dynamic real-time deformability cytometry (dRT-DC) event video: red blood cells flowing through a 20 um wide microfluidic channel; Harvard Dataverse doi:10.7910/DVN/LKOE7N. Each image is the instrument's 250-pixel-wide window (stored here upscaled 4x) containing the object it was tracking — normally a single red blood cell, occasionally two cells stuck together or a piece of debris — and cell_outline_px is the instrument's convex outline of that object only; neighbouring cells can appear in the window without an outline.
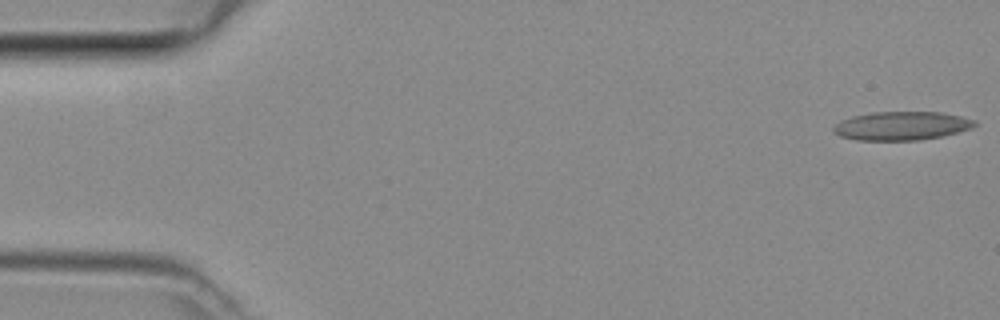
{"species": "common noctule bat (a hibernating species)", "species_latin": "Nyctalus noctula", "temperature_condition": "room temperature", "stored_images_in_passage": 10, "camera_frame_rate_fps": 3000, "um_per_image_px": 0.085, "animal": {"sex": "female", "body_mass_g": 29.2, "forearm_length_mm": 56.3}, "frame": {"image": 1, "passage_image": 1, "time_ms": 0.0, "image_size_px": [1000, 320], "cell_outline_px": [[976, 124], [972, 128], [940, 136], [920, 140], [856, 140], [840, 136], [832, 132], [832, 128], [840, 120], [852, 116], [872, 112], [940, 112], [960, 116], [976, 120]], "centroid_in_image_um": [76.59, 10.69], "position_along_channel_um": 8.4, "area_um2": 23.52}}